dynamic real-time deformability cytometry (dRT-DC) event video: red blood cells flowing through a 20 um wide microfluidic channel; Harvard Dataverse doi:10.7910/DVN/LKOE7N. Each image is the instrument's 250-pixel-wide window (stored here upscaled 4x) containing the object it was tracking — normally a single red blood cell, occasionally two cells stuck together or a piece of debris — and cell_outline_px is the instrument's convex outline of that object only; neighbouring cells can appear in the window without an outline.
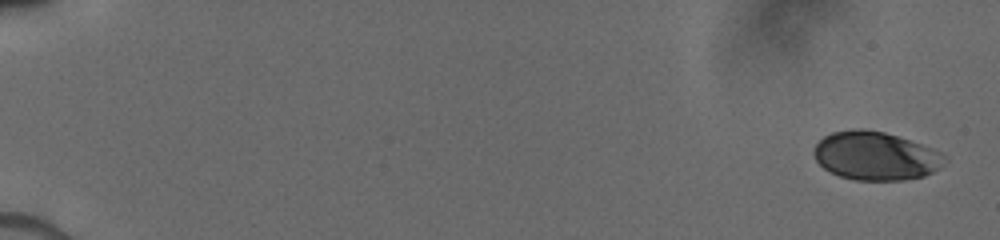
{"species": "human", "species_latin": "Homo sapiens", "temperature_condition": "cold", "stored_images_in_passage": 10, "camera_frame_rate_fps": 3000, "um_per_image_px": 0.085, "donor": {"sex": "male"}, "frame": {"image": 1, "passage_image": 1, "time_ms": 0.0, "image_size_px": [1000, 240], "cell_outline_px": [[948, 160], [940, 168], [924, 176], [904, 180], [856, 180], [840, 176], [824, 168], [816, 160], [812, 152], [816, 144], [824, 136], [832, 132], [852, 128], [864, 128], [884, 132], [932, 148], [940, 152]], "centroid_in_image_um": [74.42, 13.25], "position_along_channel_um": 10.6, "area_um2": 36.93}}
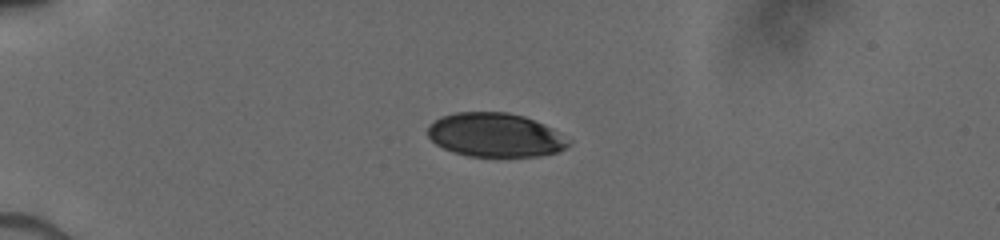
{"frame": {"image": 2, "passage_image": 7, "time_ms": 4.333, "image_size_px": [1000, 240], "cell_outline_px": [[572, 144], [556, 152], [540, 156], [468, 156], [452, 152], [436, 144], [428, 136], [428, 124], [440, 116], [456, 112], [508, 112], [524, 116], [572, 140]], "centroid_in_image_um": [42.05, 11.48], "position_along_channel_um": 43.0, "area_um2": 35.84}}
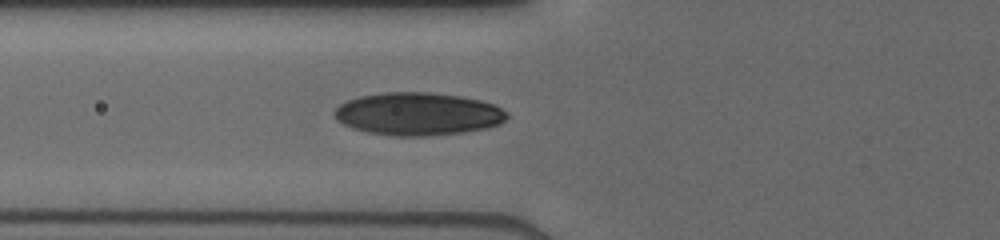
{"frame": {"image": 3, "passage_image": 10, "time_ms": 6.667, "image_size_px": [1000, 240], "cell_outline_px": [[508, 116], [500, 124], [488, 128], [464, 132], [428, 136], [392, 136], [368, 132], [352, 128], [336, 120], [332, 112], [340, 104], [348, 100], [360, 96], [388, 92], [428, 92], [460, 96], [480, 100], [492, 104], [508, 112]], "centroid_in_image_um": [35.52, 9.69], "position_along_channel_um": 90.3, "area_um2": 43.12}}